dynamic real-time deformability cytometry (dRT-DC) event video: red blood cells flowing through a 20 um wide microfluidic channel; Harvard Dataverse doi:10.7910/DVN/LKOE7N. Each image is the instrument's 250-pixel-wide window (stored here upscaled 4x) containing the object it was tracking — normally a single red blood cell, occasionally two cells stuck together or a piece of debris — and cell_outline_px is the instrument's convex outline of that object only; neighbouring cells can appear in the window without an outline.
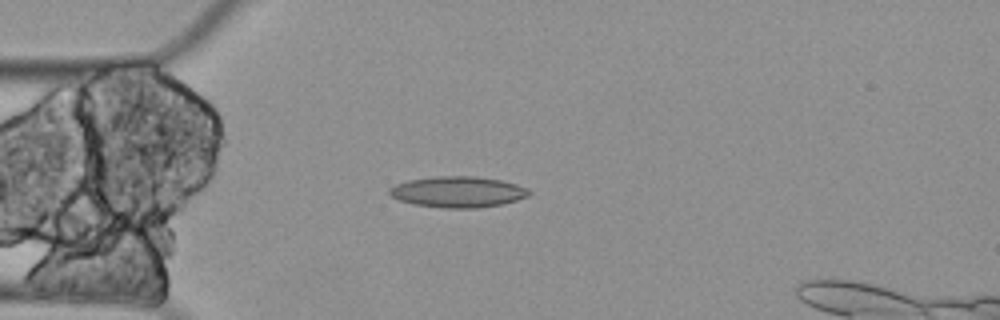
{"species": "Egyptian fruit bat (a non-hibernating species)", "species_latin": "Rousettus aegyptiacus", "temperature_condition": "cold", "stored_images_in_passage": 4, "camera_frame_rate_fps": 3000, "um_per_image_px": 0.085, "animal": {"sex": "female"}, "frame": {"image": 1, "passage_image": 4, "time_ms": 1.0, "image_size_px": [1000, 320], "cell_outline_px": [[532, 192], [528, 196], [504, 204], [476, 208], [440, 208], [412, 204], [400, 200], [392, 196], [388, 192], [388, 188], [396, 184], [408, 180], [436, 176], [476, 176], [500, 180], [516, 184], [528, 188]], "centroid_in_image_um": [38.92, 16.31], "position_along_channel_um": 46.1, "area_um2": 25.37}}